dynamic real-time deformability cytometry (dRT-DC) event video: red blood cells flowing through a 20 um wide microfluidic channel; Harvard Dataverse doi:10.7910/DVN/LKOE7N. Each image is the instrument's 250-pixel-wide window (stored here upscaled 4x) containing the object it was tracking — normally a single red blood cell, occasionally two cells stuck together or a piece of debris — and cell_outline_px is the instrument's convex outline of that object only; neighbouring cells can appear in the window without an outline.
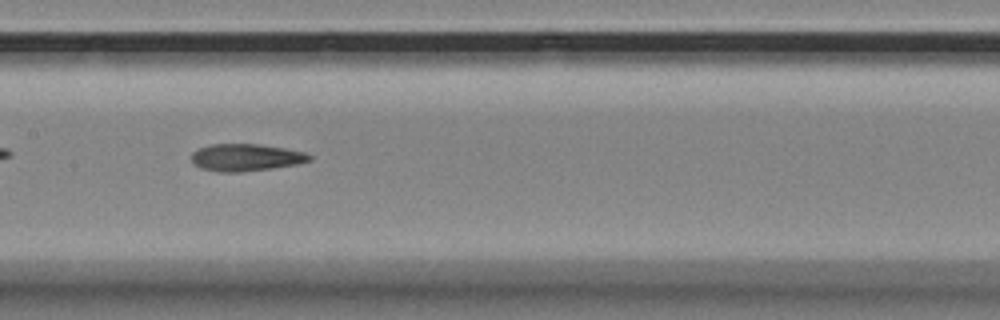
{"species": "Egyptian fruit bat (a non-hibernating species)", "species_latin": "Rousettus aegyptiacus", "temperature_condition": "room temperature", "stored_images_in_passage": 40, "camera_frame_rate_fps": 3000, "um_per_image_px": 0.085, "animal": {"sex": "female"}, "frame": {"image": 1, "passage_image": 12, "time_ms": 3.667, "image_size_px": [1000, 320], "cell_outline_px": [[312, 160], [296, 164], [272, 168], [240, 172], [220, 172], [200, 168], [192, 160], [192, 152], [200, 148], [212, 144], [260, 144], [284, 148], [304, 152], [312, 156]], "centroid_in_image_um": [20.91, 13.38], "position_along_channel_um": 186.5, "area_um2": 18.55}}
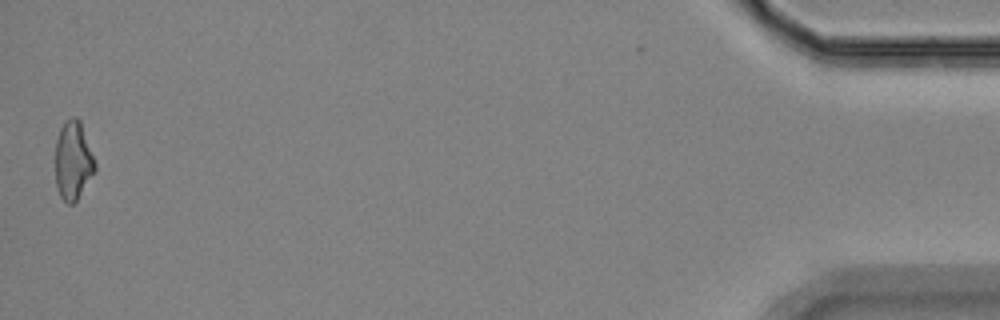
{"frame": {"image": 2, "passage_image": 40, "time_ms": 13.0, "image_size_px": [1000, 320], "cell_outline_px": [[96, 172], [76, 200], [72, 204], [68, 204], [60, 196], [56, 184], [56, 140], [60, 128], [72, 116], [76, 116], [80, 120], [96, 164]], "centroid_in_image_um": [6.23, 13.66], "position_along_channel_um": 429.0, "area_um2": 18.03}, "authors_computed_cell_mechanics": {"area_um2": 18.6983, "velocity_mm_per_s": 3.5476, "shape_relaxation_time_tau1_ms": null, "shape_relaxation_time_tau2_ms": 5.3649, "deformation_change_tau1": null, "deformation_change_tau2": 0.152}}